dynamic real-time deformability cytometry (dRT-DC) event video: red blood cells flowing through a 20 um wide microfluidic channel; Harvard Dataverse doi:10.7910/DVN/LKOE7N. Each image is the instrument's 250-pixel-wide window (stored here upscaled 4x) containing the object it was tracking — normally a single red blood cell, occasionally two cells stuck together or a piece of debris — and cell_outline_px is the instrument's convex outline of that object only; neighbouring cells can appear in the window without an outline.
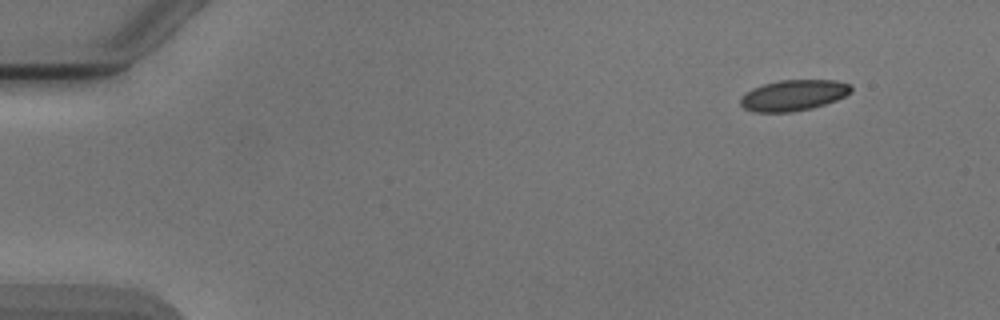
{"species": "Egyptian fruit bat (a non-hibernating species)", "species_latin": "Rousettus aegyptiacus", "temperature_condition": "cold", "stored_images_in_passage": 10, "camera_frame_rate_fps": 3000, "um_per_image_px": 0.085, "animal": {"sex": "male"}, "frame": {"image": 1, "passage_image": 1, "time_ms": 0.0, "image_size_px": [1000, 320], "cell_outline_px": [[852, 92], [836, 100], [812, 108], [792, 112], [752, 112], [744, 108], [740, 104], [740, 96], [744, 92], [752, 88], [764, 84], [780, 80], [836, 80], [852, 84]], "centroid_in_image_um": [67.43, 8.09], "position_along_channel_um": 17.6, "area_um2": 20.11}}